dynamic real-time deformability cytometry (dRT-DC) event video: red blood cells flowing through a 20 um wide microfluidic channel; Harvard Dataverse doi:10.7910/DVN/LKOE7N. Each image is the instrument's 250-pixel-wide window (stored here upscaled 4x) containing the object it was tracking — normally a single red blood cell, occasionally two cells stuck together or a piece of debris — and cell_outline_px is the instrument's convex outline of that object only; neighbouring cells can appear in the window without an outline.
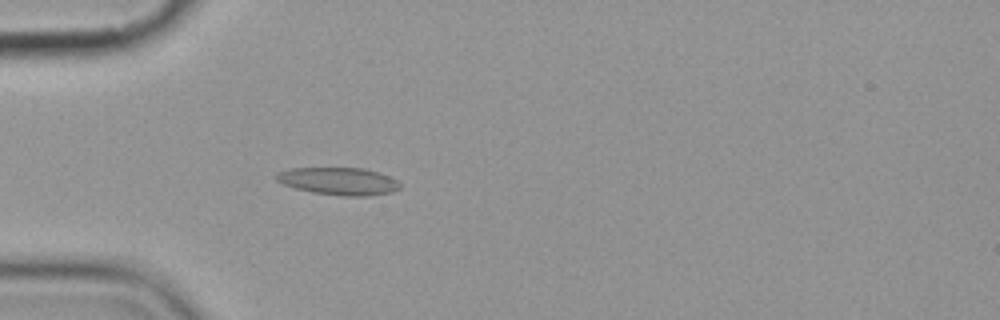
{"species": "common noctule bat (a hibernating species)", "species_latin": "Nyctalus noctula", "temperature_condition": "cold", "stored_images_in_passage": 5, "camera_frame_rate_fps": 3000, "um_per_image_px": 0.085, "animal": {"sex": "female", "body_mass_g": 19.9}, "frame": {"image": 1, "passage_image": 5, "time_ms": 4.667, "image_size_px": [1000, 320], "cell_outline_px": [[400, 188], [392, 192], [368, 196], [344, 196], [312, 192], [296, 188], [284, 184], [276, 180], [276, 172], [292, 168], [364, 168], [388, 176], [396, 180], [400, 184]], "centroid_in_image_um": [28.78, 15.4], "position_along_channel_um": 56.2, "area_um2": 19.65}}